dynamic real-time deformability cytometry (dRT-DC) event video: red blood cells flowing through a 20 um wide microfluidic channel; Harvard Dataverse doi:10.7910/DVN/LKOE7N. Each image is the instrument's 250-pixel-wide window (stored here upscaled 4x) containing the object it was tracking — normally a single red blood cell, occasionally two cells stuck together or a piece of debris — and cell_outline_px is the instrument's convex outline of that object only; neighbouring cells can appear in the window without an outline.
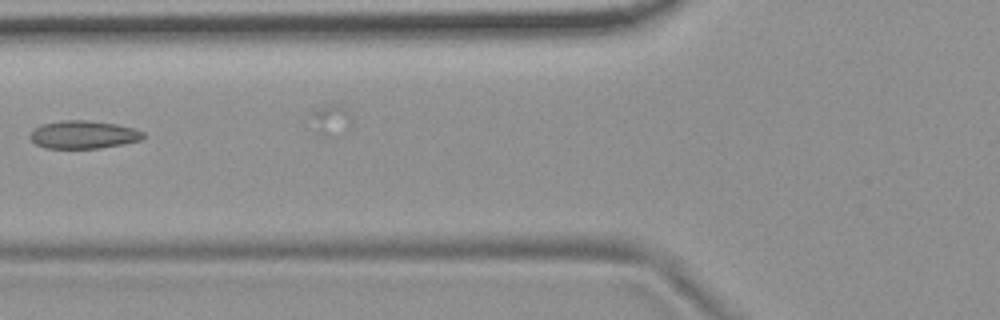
{"species": "common noctule bat (a hibernating species)", "species_latin": "Nyctalus noctula", "temperature_condition": "room temperature", "stored_images_in_passage": 10, "camera_frame_rate_fps": 3000, "um_per_image_px": 0.085, "animal": {"sex": "female", "body_mass_g": 19.9}, "frame": {"image": 1, "passage_image": 6, "time_ms": 7.0, "image_size_px": [1000, 320], "cell_outline_px": [[144, 136], [140, 140], [124, 144], [100, 148], [44, 148], [36, 144], [28, 136], [32, 128], [40, 124], [60, 120], [88, 120], [116, 124], [132, 128], [144, 132]], "centroid_in_image_um": [7.03, 11.44], "position_along_channel_um": 118.8, "area_um2": 18.61}}
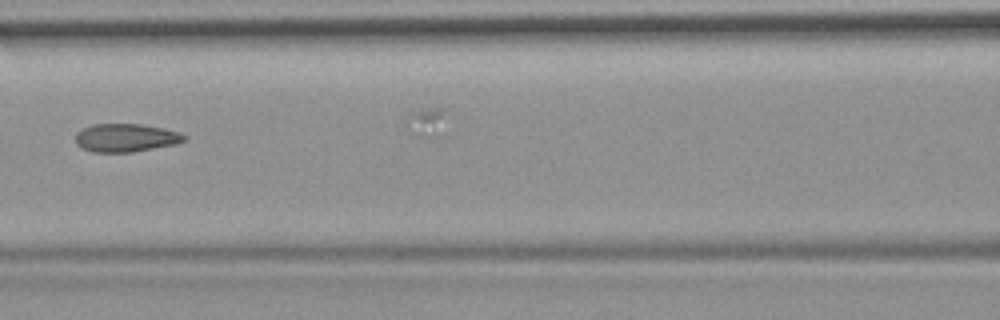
{"frame": {"image": 2, "passage_image": 7, "time_ms": 8.0, "image_size_px": [1000, 320], "cell_outline_px": [[184, 140], [176, 144], [132, 152], [92, 152], [76, 144], [76, 132], [92, 124], [140, 124], [164, 128], [180, 132], [184, 136]], "centroid_in_image_um": [10.68, 11.71], "position_along_channel_um": 155.9, "area_um2": 17.74}}